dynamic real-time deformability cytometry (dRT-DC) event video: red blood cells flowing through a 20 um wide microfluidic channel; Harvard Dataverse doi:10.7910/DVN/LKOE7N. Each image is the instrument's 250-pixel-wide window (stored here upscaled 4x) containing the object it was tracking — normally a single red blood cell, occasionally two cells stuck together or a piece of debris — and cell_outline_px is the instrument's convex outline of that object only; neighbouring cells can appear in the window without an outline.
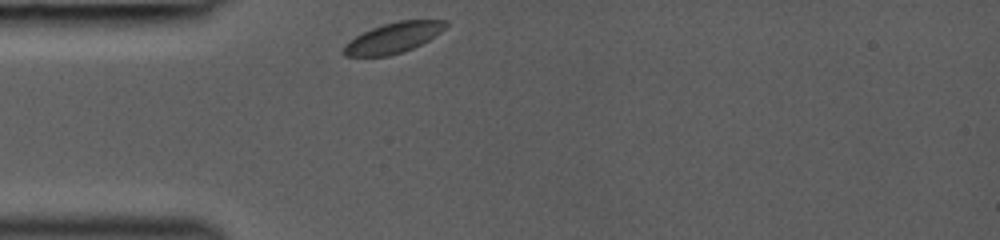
{"species": "common noctule bat (a hibernating species)", "species_latin": "Nyctalus noctula", "temperature_condition": "room temperature", "stored_images_in_passage": 5, "camera_frame_rate_fps": 3000, "um_per_image_px": 0.085, "animal": {"sex": "female", "body_mass_g": 19.0, "forearm_length_mm": 53.3}, "frame": {"image": 1, "passage_image": 1, "time_ms": 0.0, "image_size_px": [1000, 240], "cell_outline_px": [[448, 24], [440, 32], [428, 40], [412, 48], [388, 56], [344, 56], [340, 52], [344, 44], [348, 40], [372, 28], [384, 24], [400, 20], [448, 20]], "centroid_in_image_um": [33.38, 3.22], "position_along_channel_um": 51.6, "area_um2": 17.98}}
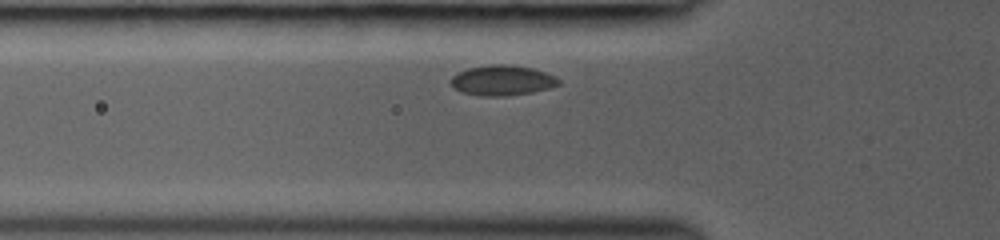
{"frame": {"image": 2, "passage_image": 3, "time_ms": 1.0, "image_size_px": [1000, 240], "cell_outline_px": [[560, 84], [548, 88], [532, 92], [508, 96], [480, 96], [460, 92], [448, 80], [456, 72], [468, 68], [488, 64], [508, 64], [532, 68], [556, 76], [560, 80]], "centroid_in_image_um": [42.66, 6.83], "position_along_channel_um": 83.1, "area_um2": 19.19}}
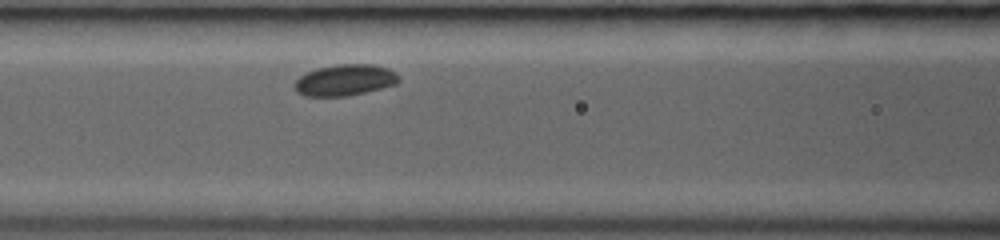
{"frame": {"image": 3, "passage_image": 5, "time_ms": 2.333, "image_size_px": [1000, 240], "cell_outline_px": [[400, 80], [396, 84], [348, 96], [304, 96], [296, 92], [292, 88], [292, 84], [300, 76], [316, 68], [336, 64], [372, 64], [388, 68], [396, 72]], "centroid_in_image_um": [29.28, 6.8], "position_along_channel_um": 137.3, "area_um2": 19.13}}